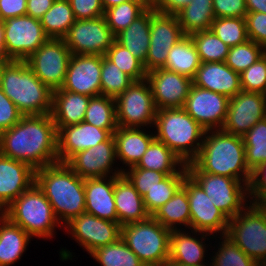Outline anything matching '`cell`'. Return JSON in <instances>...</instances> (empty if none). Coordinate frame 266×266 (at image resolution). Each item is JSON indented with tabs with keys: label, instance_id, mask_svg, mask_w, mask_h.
<instances>
[{
	"label": "cell",
	"instance_id": "1",
	"mask_svg": "<svg viewBox=\"0 0 266 266\" xmlns=\"http://www.w3.org/2000/svg\"><path fill=\"white\" fill-rule=\"evenodd\" d=\"M0 154L34 170L58 162L57 129L51 114L23 116L0 133Z\"/></svg>",
	"mask_w": 266,
	"mask_h": 266
},
{
	"label": "cell",
	"instance_id": "2",
	"mask_svg": "<svg viewBox=\"0 0 266 266\" xmlns=\"http://www.w3.org/2000/svg\"><path fill=\"white\" fill-rule=\"evenodd\" d=\"M35 183L44 192L62 227L85 213L84 179L66 163L57 162L35 170Z\"/></svg>",
	"mask_w": 266,
	"mask_h": 266
},
{
	"label": "cell",
	"instance_id": "3",
	"mask_svg": "<svg viewBox=\"0 0 266 266\" xmlns=\"http://www.w3.org/2000/svg\"><path fill=\"white\" fill-rule=\"evenodd\" d=\"M192 163L204 173L235 178L249 186L252 171L246 163L242 137L221 129L206 131L198 156Z\"/></svg>",
	"mask_w": 266,
	"mask_h": 266
},
{
	"label": "cell",
	"instance_id": "4",
	"mask_svg": "<svg viewBox=\"0 0 266 266\" xmlns=\"http://www.w3.org/2000/svg\"><path fill=\"white\" fill-rule=\"evenodd\" d=\"M0 88L24 116L51 114L53 91L26 61L2 62Z\"/></svg>",
	"mask_w": 266,
	"mask_h": 266
},
{
	"label": "cell",
	"instance_id": "5",
	"mask_svg": "<svg viewBox=\"0 0 266 266\" xmlns=\"http://www.w3.org/2000/svg\"><path fill=\"white\" fill-rule=\"evenodd\" d=\"M155 139L164 143L185 164L199 154L206 130L183 108L157 110Z\"/></svg>",
	"mask_w": 266,
	"mask_h": 266
},
{
	"label": "cell",
	"instance_id": "6",
	"mask_svg": "<svg viewBox=\"0 0 266 266\" xmlns=\"http://www.w3.org/2000/svg\"><path fill=\"white\" fill-rule=\"evenodd\" d=\"M2 214L32 238L51 239L55 236V228L61 227L51 204L36 183L15 199Z\"/></svg>",
	"mask_w": 266,
	"mask_h": 266
},
{
	"label": "cell",
	"instance_id": "7",
	"mask_svg": "<svg viewBox=\"0 0 266 266\" xmlns=\"http://www.w3.org/2000/svg\"><path fill=\"white\" fill-rule=\"evenodd\" d=\"M171 230L152 216L121 226V239L146 266H166Z\"/></svg>",
	"mask_w": 266,
	"mask_h": 266
},
{
	"label": "cell",
	"instance_id": "8",
	"mask_svg": "<svg viewBox=\"0 0 266 266\" xmlns=\"http://www.w3.org/2000/svg\"><path fill=\"white\" fill-rule=\"evenodd\" d=\"M226 236L258 264L266 263V211L257 202L229 219Z\"/></svg>",
	"mask_w": 266,
	"mask_h": 266
},
{
	"label": "cell",
	"instance_id": "9",
	"mask_svg": "<svg viewBox=\"0 0 266 266\" xmlns=\"http://www.w3.org/2000/svg\"><path fill=\"white\" fill-rule=\"evenodd\" d=\"M186 167L188 174L228 219L237 216L251 202L249 186L244 182L227 176L201 172L192 162L187 163Z\"/></svg>",
	"mask_w": 266,
	"mask_h": 266
},
{
	"label": "cell",
	"instance_id": "10",
	"mask_svg": "<svg viewBox=\"0 0 266 266\" xmlns=\"http://www.w3.org/2000/svg\"><path fill=\"white\" fill-rule=\"evenodd\" d=\"M115 110L118 127L152 128L157 108L148 81H134L115 98Z\"/></svg>",
	"mask_w": 266,
	"mask_h": 266
},
{
	"label": "cell",
	"instance_id": "11",
	"mask_svg": "<svg viewBox=\"0 0 266 266\" xmlns=\"http://www.w3.org/2000/svg\"><path fill=\"white\" fill-rule=\"evenodd\" d=\"M3 25L7 60L25 61L49 39L40 20L29 15L7 19Z\"/></svg>",
	"mask_w": 266,
	"mask_h": 266
},
{
	"label": "cell",
	"instance_id": "12",
	"mask_svg": "<svg viewBox=\"0 0 266 266\" xmlns=\"http://www.w3.org/2000/svg\"><path fill=\"white\" fill-rule=\"evenodd\" d=\"M71 56L64 39L49 38L25 61L43 84L54 91L64 83Z\"/></svg>",
	"mask_w": 266,
	"mask_h": 266
},
{
	"label": "cell",
	"instance_id": "13",
	"mask_svg": "<svg viewBox=\"0 0 266 266\" xmlns=\"http://www.w3.org/2000/svg\"><path fill=\"white\" fill-rule=\"evenodd\" d=\"M72 54L104 56L115 41V35L104 16L75 20L63 38Z\"/></svg>",
	"mask_w": 266,
	"mask_h": 266
},
{
	"label": "cell",
	"instance_id": "14",
	"mask_svg": "<svg viewBox=\"0 0 266 266\" xmlns=\"http://www.w3.org/2000/svg\"><path fill=\"white\" fill-rule=\"evenodd\" d=\"M190 209V230L226 235L229 219L211 202L203 188L188 174L183 181Z\"/></svg>",
	"mask_w": 266,
	"mask_h": 266
},
{
	"label": "cell",
	"instance_id": "15",
	"mask_svg": "<svg viewBox=\"0 0 266 266\" xmlns=\"http://www.w3.org/2000/svg\"><path fill=\"white\" fill-rule=\"evenodd\" d=\"M185 36L176 15L155 11L150 6V45L145 60L147 72L162 68L169 50Z\"/></svg>",
	"mask_w": 266,
	"mask_h": 266
},
{
	"label": "cell",
	"instance_id": "16",
	"mask_svg": "<svg viewBox=\"0 0 266 266\" xmlns=\"http://www.w3.org/2000/svg\"><path fill=\"white\" fill-rule=\"evenodd\" d=\"M63 228L88 254L121 238L119 223L101 219L86 212L73 218Z\"/></svg>",
	"mask_w": 266,
	"mask_h": 266
},
{
	"label": "cell",
	"instance_id": "17",
	"mask_svg": "<svg viewBox=\"0 0 266 266\" xmlns=\"http://www.w3.org/2000/svg\"><path fill=\"white\" fill-rule=\"evenodd\" d=\"M116 160V143L112 135L107 141L76 153L66 164L81 178L90 179L122 175L123 167L114 169Z\"/></svg>",
	"mask_w": 266,
	"mask_h": 266
},
{
	"label": "cell",
	"instance_id": "18",
	"mask_svg": "<svg viewBox=\"0 0 266 266\" xmlns=\"http://www.w3.org/2000/svg\"><path fill=\"white\" fill-rule=\"evenodd\" d=\"M266 94L240 91L229 99L222 131L242 137L266 117Z\"/></svg>",
	"mask_w": 266,
	"mask_h": 266
},
{
	"label": "cell",
	"instance_id": "19",
	"mask_svg": "<svg viewBox=\"0 0 266 266\" xmlns=\"http://www.w3.org/2000/svg\"><path fill=\"white\" fill-rule=\"evenodd\" d=\"M229 98L225 95L192 85L183 109L206 131L223 127Z\"/></svg>",
	"mask_w": 266,
	"mask_h": 266
},
{
	"label": "cell",
	"instance_id": "20",
	"mask_svg": "<svg viewBox=\"0 0 266 266\" xmlns=\"http://www.w3.org/2000/svg\"><path fill=\"white\" fill-rule=\"evenodd\" d=\"M148 81L157 110L183 108L192 79L164 68L147 72Z\"/></svg>",
	"mask_w": 266,
	"mask_h": 266
},
{
	"label": "cell",
	"instance_id": "21",
	"mask_svg": "<svg viewBox=\"0 0 266 266\" xmlns=\"http://www.w3.org/2000/svg\"><path fill=\"white\" fill-rule=\"evenodd\" d=\"M102 56L72 54L61 89L90 97L101 95Z\"/></svg>",
	"mask_w": 266,
	"mask_h": 266
},
{
	"label": "cell",
	"instance_id": "22",
	"mask_svg": "<svg viewBox=\"0 0 266 266\" xmlns=\"http://www.w3.org/2000/svg\"><path fill=\"white\" fill-rule=\"evenodd\" d=\"M116 130H105L82 121L57 132L58 162L66 163L76 153L107 141Z\"/></svg>",
	"mask_w": 266,
	"mask_h": 266
},
{
	"label": "cell",
	"instance_id": "23",
	"mask_svg": "<svg viewBox=\"0 0 266 266\" xmlns=\"http://www.w3.org/2000/svg\"><path fill=\"white\" fill-rule=\"evenodd\" d=\"M35 183V170L27 163L0 154V213Z\"/></svg>",
	"mask_w": 266,
	"mask_h": 266
},
{
	"label": "cell",
	"instance_id": "24",
	"mask_svg": "<svg viewBox=\"0 0 266 266\" xmlns=\"http://www.w3.org/2000/svg\"><path fill=\"white\" fill-rule=\"evenodd\" d=\"M171 230L169 245V261L168 264H178L183 266H200L207 265L205 261L206 244L205 237L209 240L213 235L191 230ZM198 233V234H197ZM200 235L199 236L194 235ZM205 244V245H204ZM205 263V264H204Z\"/></svg>",
	"mask_w": 266,
	"mask_h": 266
},
{
	"label": "cell",
	"instance_id": "25",
	"mask_svg": "<svg viewBox=\"0 0 266 266\" xmlns=\"http://www.w3.org/2000/svg\"><path fill=\"white\" fill-rule=\"evenodd\" d=\"M192 82L195 86L225 95L229 99L242 91L240 74L225 62H202Z\"/></svg>",
	"mask_w": 266,
	"mask_h": 266
},
{
	"label": "cell",
	"instance_id": "26",
	"mask_svg": "<svg viewBox=\"0 0 266 266\" xmlns=\"http://www.w3.org/2000/svg\"><path fill=\"white\" fill-rule=\"evenodd\" d=\"M85 212L118 223L114 201V176L84 179Z\"/></svg>",
	"mask_w": 266,
	"mask_h": 266
},
{
	"label": "cell",
	"instance_id": "27",
	"mask_svg": "<svg viewBox=\"0 0 266 266\" xmlns=\"http://www.w3.org/2000/svg\"><path fill=\"white\" fill-rule=\"evenodd\" d=\"M114 201L118 223L121 226L144 221L150 217L145 208L143 197L124 174L114 176Z\"/></svg>",
	"mask_w": 266,
	"mask_h": 266
},
{
	"label": "cell",
	"instance_id": "28",
	"mask_svg": "<svg viewBox=\"0 0 266 266\" xmlns=\"http://www.w3.org/2000/svg\"><path fill=\"white\" fill-rule=\"evenodd\" d=\"M142 129V130H141ZM116 143V158L130 168L136 166L150 143L155 139L153 133L144 128L117 127L113 133Z\"/></svg>",
	"mask_w": 266,
	"mask_h": 266
},
{
	"label": "cell",
	"instance_id": "29",
	"mask_svg": "<svg viewBox=\"0 0 266 266\" xmlns=\"http://www.w3.org/2000/svg\"><path fill=\"white\" fill-rule=\"evenodd\" d=\"M90 98L61 88L53 91L51 115L57 132L62 127L79 124L84 120Z\"/></svg>",
	"mask_w": 266,
	"mask_h": 266
},
{
	"label": "cell",
	"instance_id": "30",
	"mask_svg": "<svg viewBox=\"0 0 266 266\" xmlns=\"http://www.w3.org/2000/svg\"><path fill=\"white\" fill-rule=\"evenodd\" d=\"M29 236L20 226L0 214V266H10L23 257L31 243Z\"/></svg>",
	"mask_w": 266,
	"mask_h": 266
},
{
	"label": "cell",
	"instance_id": "31",
	"mask_svg": "<svg viewBox=\"0 0 266 266\" xmlns=\"http://www.w3.org/2000/svg\"><path fill=\"white\" fill-rule=\"evenodd\" d=\"M115 40L129 50L145 67L150 45V6L126 29L117 34Z\"/></svg>",
	"mask_w": 266,
	"mask_h": 266
},
{
	"label": "cell",
	"instance_id": "32",
	"mask_svg": "<svg viewBox=\"0 0 266 266\" xmlns=\"http://www.w3.org/2000/svg\"><path fill=\"white\" fill-rule=\"evenodd\" d=\"M130 168H142L173 175L176 173H188L186 164L164 143L154 139L136 166Z\"/></svg>",
	"mask_w": 266,
	"mask_h": 266
},
{
	"label": "cell",
	"instance_id": "33",
	"mask_svg": "<svg viewBox=\"0 0 266 266\" xmlns=\"http://www.w3.org/2000/svg\"><path fill=\"white\" fill-rule=\"evenodd\" d=\"M201 63L193 39L190 35H185L169 50L162 68L193 79Z\"/></svg>",
	"mask_w": 266,
	"mask_h": 266
},
{
	"label": "cell",
	"instance_id": "34",
	"mask_svg": "<svg viewBox=\"0 0 266 266\" xmlns=\"http://www.w3.org/2000/svg\"><path fill=\"white\" fill-rule=\"evenodd\" d=\"M152 217L169 230L190 229V209L186 188L182 185L167 203L155 211ZM183 225L185 229L181 228Z\"/></svg>",
	"mask_w": 266,
	"mask_h": 266
},
{
	"label": "cell",
	"instance_id": "35",
	"mask_svg": "<svg viewBox=\"0 0 266 266\" xmlns=\"http://www.w3.org/2000/svg\"><path fill=\"white\" fill-rule=\"evenodd\" d=\"M184 35L211 28L215 19L212 0H192L176 14Z\"/></svg>",
	"mask_w": 266,
	"mask_h": 266
},
{
	"label": "cell",
	"instance_id": "36",
	"mask_svg": "<svg viewBox=\"0 0 266 266\" xmlns=\"http://www.w3.org/2000/svg\"><path fill=\"white\" fill-rule=\"evenodd\" d=\"M75 20L69 0H55L40 22L49 38L63 39Z\"/></svg>",
	"mask_w": 266,
	"mask_h": 266
},
{
	"label": "cell",
	"instance_id": "37",
	"mask_svg": "<svg viewBox=\"0 0 266 266\" xmlns=\"http://www.w3.org/2000/svg\"><path fill=\"white\" fill-rule=\"evenodd\" d=\"M149 6L150 2L148 0H130L106 9L104 17L108 27L116 36L126 29Z\"/></svg>",
	"mask_w": 266,
	"mask_h": 266
},
{
	"label": "cell",
	"instance_id": "38",
	"mask_svg": "<svg viewBox=\"0 0 266 266\" xmlns=\"http://www.w3.org/2000/svg\"><path fill=\"white\" fill-rule=\"evenodd\" d=\"M89 255L101 266H146L121 238L97 248Z\"/></svg>",
	"mask_w": 266,
	"mask_h": 266
},
{
	"label": "cell",
	"instance_id": "39",
	"mask_svg": "<svg viewBox=\"0 0 266 266\" xmlns=\"http://www.w3.org/2000/svg\"><path fill=\"white\" fill-rule=\"evenodd\" d=\"M84 122L105 130H117L115 99L99 95L91 97Z\"/></svg>",
	"mask_w": 266,
	"mask_h": 266
},
{
	"label": "cell",
	"instance_id": "40",
	"mask_svg": "<svg viewBox=\"0 0 266 266\" xmlns=\"http://www.w3.org/2000/svg\"><path fill=\"white\" fill-rule=\"evenodd\" d=\"M245 145L246 163L253 171L266 162V117L258 121L242 136Z\"/></svg>",
	"mask_w": 266,
	"mask_h": 266
},
{
	"label": "cell",
	"instance_id": "41",
	"mask_svg": "<svg viewBox=\"0 0 266 266\" xmlns=\"http://www.w3.org/2000/svg\"><path fill=\"white\" fill-rule=\"evenodd\" d=\"M187 175L188 173L168 175L143 196L145 208L150 216L174 196L177 190L183 185L184 178Z\"/></svg>",
	"mask_w": 266,
	"mask_h": 266
},
{
	"label": "cell",
	"instance_id": "42",
	"mask_svg": "<svg viewBox=\"0 0 266 266\" xmlns=\"http://www.w3.org/2000/svg\"><path fill=\"white\" fill-rule=\"evenodd\" d=\"M201 62H225L230 47L223 43L212 30L195 32L190 35Z\"/></svg>",
	"mask_w": 266,
	"mask_h": 266
},
{
	"label": "cell",
	"instance_id": "43",
	"mask_svg": "<svg viewBox=\"0 0 266 266\" xmlns=\"http://www.w3.org/2000/svg\"><path fill=\"white\" fill-rule=\"evenodd\" d=\"M210 30L229 47L249 40L245 18L219 17L212 22Z\"/></svg>",
	"mask_w": 266,
	"mask_h": 266
},
{
	"label": "cell",
	"instance_id": "44",
	"mask_svg": "<svg viewBox=\"0 0 266 266\" xmlns=\"http://www.w3.org/2000/svg\"><path fill=\"white\" fill-rule=\"evenodd\" d=\"M101 95L117 98L123 93L134 80L121 71L105 55L102 56L101 68Z\"/></svg>",
	"mask_w": 266,
	"mask_h": 266
},
{
	"label": "cell",
	"instance_id": "45",
	"mask_svg": "<svg viewBox=\"0 0 266 266\" xmlns=\"http://www.w3.org/2000/svg\"><path fill=\"white\" fill-rule=\"evenodd\" d=\"M265 52L266 49L263 46L249 39L244 43L230 47L225 63L233 71L240 74L259 60Z\"/></svg>",
	"mask_w": 266,
	"mask_h": 266
},
{
	"label": "cell",
	"instance_id": "46",
	"mask_svg": "<svg viewBox=\"0 0 266 266\" xmlns=\"http://www.w3.org/2000/svg\"><path fill=\"white\" fill-rule=\"evenodd\" d=\"M105 56L134 81L146 79L147 71L145 70L144 64L116 40L108 49Z\"/></svg>",
	"mask_w": 266,
	"mask_h": 266
},
{
	"label": "cell",
	"instance_id": "47",
	"mask_svg": "<svg viewBox=\"0 0 266 266\" xmlns=\"http://www.w3.org/2000/svg\"><path fill=\"white\" fill-rule=\"evenodd\" d=\"M219 246L215 253L211 266H258V263L247 256L231 239L226 235L220 236Z\"/></svg>",
	"mask_w": 266,
	"mask_h": 266
},
{
	"label": "cell",
	"instance_id": "48",
	"mask_svg": "<svg viewBox=\"0 0 266 266\" xmlns=\"http://www.w3.org/2000/svg\"><path fill=\"white\" fill-rule=\"evenodd\" d=\"M241 89L266 94V53L240 73Z\"/></svg>",
	"mask_w": 266,
	"mask_h": 266
},
{
	"label": "cell",
	"instance_id": "49",
	"mask_svg": "<svg viewBox=\"0 0 266 266\" xmlns=\"http://www.w3.org/2000/svg\"><path fill=\"white\" fill-rule=\"evenodd\" d=\"M123 174L142 197L167 177L165 173L142 168H125Z\"/></svg>",
	"mask_w": 266,
	"mask_h": 266
},
{
	"label": "cell",
	"instance_id": "50",
	"mask_svg": "<svg viewBox=\"0 0 266 266\" xmlns=\"http://www.w3.org/2000/svg\"><path fill=\"white\" fill-rule=\"evenodd\" d=\"M245 21L248 38L266 49V14L247 12Z\"/></svg>",
	"mask_w": 266,
	"mask_h": 266
},
{
	"label": "cell",
	"instance_id": "51",
	"mask_svg": "<svg viewBox=\"0 0 266 266\" xmlns=\"http://www.w3.org/2000/svg\"><path fill=\"white\" fill-rule=\"evenodd\" d=\"M76 20L94 19L104 16L101 0H69Z\"/></svg>",
	"mask_w": 266,
	"mask_h": 266
},
{
	"label": "cell",
	"instance_id": "52",
	"mask_svg": "<svg viewBox=\"0 0 266 266\" xmlns=\"http://www.w3.org/2000/svg\"><path fill=\"white\" fill-rule=\"evenodd\" d=\"M24 115L0 88V133L18 123Z\"/></svg>",
	"mask_w": 266,
	"mask_h": 266
},
{
	"label": "cell",
	"instance_id": "53",
	"mask_svg": "<svg viewBox=\"0 0 266 266\" xmlns=\"http://www.w3.org/2000/svg\"><path fill=\"white\" fill-rule=\"evenodd\" d=\"M212 2L215 18H245L247 15V7L245 0H212Z\"/></svg>",
	"mask_w": 266,
	"mask_h": 266
},
{
	"label": "cell",
	"instance_id": "54",
	"mask_svg": "<svg viewBox=\"0 0 266 266\" xmlns=\"http://www.w3.org/2000/svg\"><path fill=\"white\" fill-rule=\"evenodd\" d=\"M266 194V162L252 171L249 184V198L251 202H258Z\"/></svg>",
	"mask_w": 266,
	"mask_h": 266
},
{
	"label": "cell",
	"instance_id": "55",
	"mask_svg": "<svg viewBox=\"0 0 266 266\" xmlns=\"http://www.w3.org/2000/svg\"><path fill=\"white\" fill-rule=\"evenodd\" d=\"M27 0H0V20L26 15Z\"/></svg>",
	"mask_w": 266,
	"mask_h": 266
},
{
	"label": "cell",
	"instance_id": "56",
	"mask_svg": "<svg viewBox=\"0 0 266 266\" xmlns=\"http://www.w3.org/2000/svg\"><path fill=\"white\" fill-rule=\"evenodd\" d=\"M192 0H152L150 6L157 12L176 15Z\"/></svg>",
	"mask_w": 266,
	"mask_h": 266
},
{
	"label": "cell",
	"instance_id": "57",
	"mask_svg": "<svg viewBox=\"0 0 266 266\" xmlns=\"http://www.w3.org/2000/svg\"><path fill=\"white\" fill-rule=\"evenodd\" d=\"M55 0H27L26 15L40 20Z\"/></svg>",
	"mask_w": 266,
	"mask_h": 266
},
{
	"label": "cell",
	"instance_id": "58",
	"mask_svg": "<svg viewBox=\"0 0 266 266\" xmlns=\"http://www.w3.org/2000/svg\"><path fill=\"white\" fill-rule=\"evenodd\" d=\"M247 12H262L266 14V0H245Z\"/></svg>",
	"mask_w": 266,
	"mask_h": 266
},
{
	"label": "cell",
	"instance_id": "59",
	"mask_svg": "<svg viewBox=\"0 0 266 266\" xmlns=\"http://www.w3.org/2000/svg\"><path fill=\"white\" fill-rule=\"evenodd\" d=\"M7 58L4 55V25L0 20V62H7Z\"/></svg>",
	"mask_w": 266,
	"mask_h": 266
},
{
	"label": "cell",
	"instance_id": "60",
	"mask_svg": "<svg viewBox=\"0 0 266 266\" xmlns=\"http://www.w3.org/2000/svg\"><path fill=\"white\" fill-rule=\"evenodd\" d=\"M130 0H101L104 10Z\"/></svg>",
	"mask_w": 266,
	"mask_h": 266
},
{
	"label": "cell",
	"instance_id": "61",
	"mask_svg": "<svg viewBox=\"0 0 266 266\" xmlns=\"http://www.w3.org/2000/svg\"><path fill=\"white\" fill-rule=\"evenodd\" d=\"M257 203L266 211V194Z\"/></svg>",
	"mask_w": 266,
	"mask_h": 266
},
{
	"label": "cell",
	"instance_id": "62",
	"mask_svg": "<svg viewBox=\"0 0 266 266\" xmlns=\"http://www.w3.org/2000/svg\"><path fill=\"white\" fill-rule=\"evenodd\" d=\"M166 266H183L178 264H167ZM200 266H206V265H200ZM207 266H211V264H207Z\"/></svg>",
	"mask_w": 266,
	"mask_h": 266
},
{
	"label": "cell",
	"instance_id": "63",
	"mask_svg": "<svg viewBox=\"0 0 266 266\" xmlns=\"http://www.w3.org/2000/svg\"><path fill=\"white\" fill-rule=\"evenodd\" d=\"M1 72H2V62H0V80H1Z\"/></svg>",
	"mask_w": 266,
	"mask_h": 266
},
{
	"label": "cell",
	"instance_id": "64",
	"mask_svg": "<svg viewBox=\"0 0 266 266\" xmlns=\"http://www.w3.org/2000/svg\"><path fill=\"white\" fill-rule=\"evenodd\" d=\"M258 266H266V263L265 264H258Z\"/></svg>",
	"mask_w": 266,
	"mask_h": 266
}]
</instances>
